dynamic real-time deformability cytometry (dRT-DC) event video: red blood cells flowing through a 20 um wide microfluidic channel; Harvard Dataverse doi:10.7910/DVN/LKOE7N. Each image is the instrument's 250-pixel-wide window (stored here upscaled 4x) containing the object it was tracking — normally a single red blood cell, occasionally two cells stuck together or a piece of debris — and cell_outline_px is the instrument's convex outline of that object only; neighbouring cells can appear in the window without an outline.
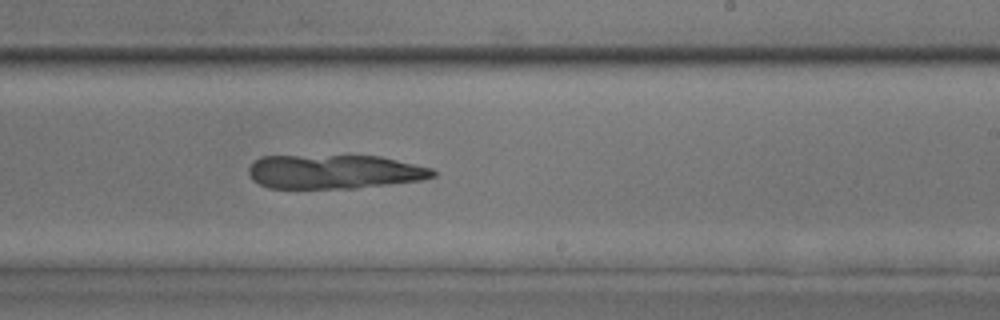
{"species": "common noctule bat (a hibernating species)", "species_latin": "Nyctalus noctula", "temperature_condition": "room temperature", "stored_images_in_passage": 45, "camera_frame_rate_fps": 3000, "um_per_image_px": 0.085, "animal": {"sex": "male", "body_mass_g": 17.9, "forearm_length_mm": 54.2}, "frame": {"image": 1, "passage_image": 28, "time_ms": 9.0, "image_size_px": [1000, 320], "cell_outline_px": [[436, 176], [424, 180], [356, 188], [268, 188], [252, 180], [248, 172], [248, 168], [260, 156], [380, 156], [432, 168], [436, 172]], "centroid_in_image_um": [28.43, 14.6], "position_along_channel_um": 260.6, "area_um2": 36.65}}
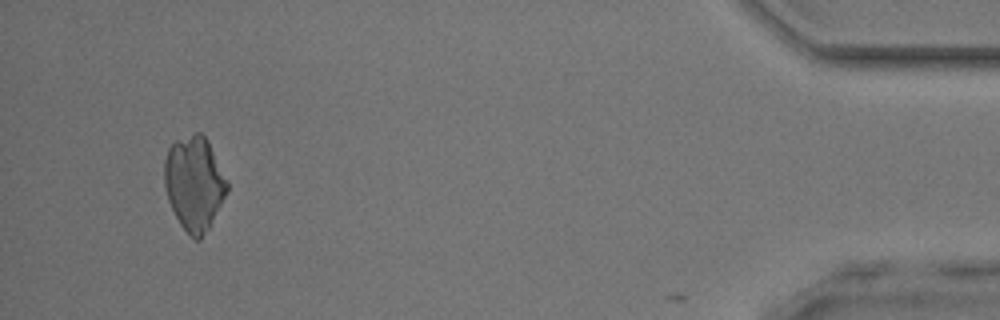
{"frame": {"image": 2, "passage_image": 43, "time_ms": 14.0, "image_size_px": [1000, 320], "cell_outline_px": [[228, 192], [208, 228], [200, 240], [196, 240], [180, 224], [168, 200], [164, 184], [164, 160], [168, 148], [176, 140], [196, 132], [200, 132], [208, 140], [228, 180]], "centroid_in_image_um": [16.52, 15.55], "position_along_channel_um": 418.7, "area_um2": 34.33}}